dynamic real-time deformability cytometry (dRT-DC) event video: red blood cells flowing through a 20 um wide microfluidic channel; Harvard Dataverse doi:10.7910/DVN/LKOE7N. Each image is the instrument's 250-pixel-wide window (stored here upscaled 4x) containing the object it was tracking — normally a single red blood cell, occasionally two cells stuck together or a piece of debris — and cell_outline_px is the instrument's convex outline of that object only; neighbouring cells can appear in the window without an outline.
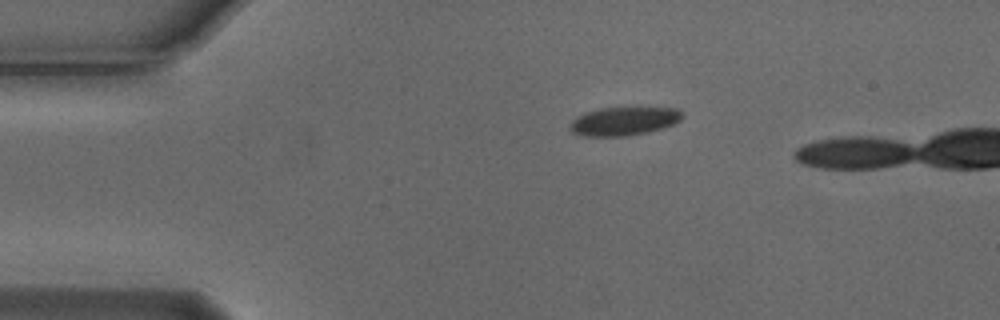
{"species": "Egyptian fruit bat (a non-hibernating species)", "species_latin": "Rousettus aegyptiacus", "temperature_condition": "cold", "stored_images_in_passage": 4, "camera_frame_rate_fps": 3000, "um_per_image_px": 0.085, "animal": {"sex": "male"}, "frame": {"image": 1, "passage_image": 4, "time_ms": 1.0, "image_size_px": [1000, 320], "cell_outline_px": [[684, 116], [680, 120], [672, 124], [648, 132], [628, 136], [584, 136], [572, 132], [568, 128], [572, 120], [576, 116], [600, 108], [676, 108]], "centroid_in_image_um": [52.99, 10.31], "position_along_channel_um": 32.0, "area_um2": 18.44}}